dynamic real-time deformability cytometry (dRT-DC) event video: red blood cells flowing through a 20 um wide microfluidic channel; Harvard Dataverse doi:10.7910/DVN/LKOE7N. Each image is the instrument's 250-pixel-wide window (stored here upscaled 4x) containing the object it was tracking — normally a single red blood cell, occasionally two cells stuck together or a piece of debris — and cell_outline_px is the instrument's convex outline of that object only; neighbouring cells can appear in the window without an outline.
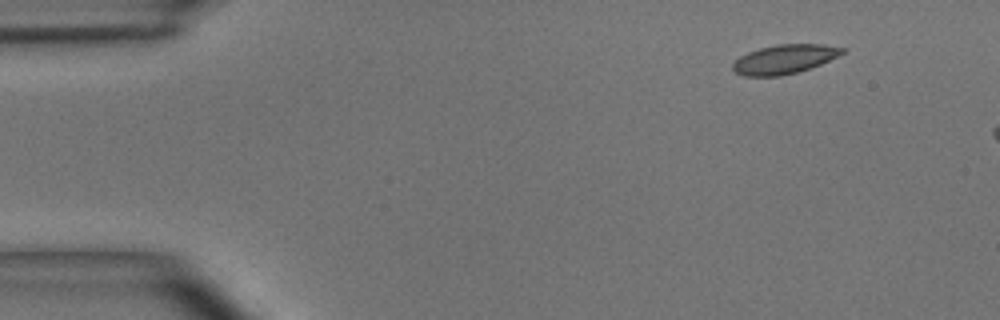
{"species": "common noctule bat (a hibernating species)", "species_latin": "Nyctalus noctula", "temperature_condition": "room temperature", "stored_images_in_passage": 6, "camera_frame_rate_fps": 3000, "um_per_image_px": 0.085, "animal": {"sex": "male", "body_mass_g": 15.6}, "frame": {"image": 1, "passage_image": 1, "time_ms": 0.0, "image_size_px": [1000, 320], "cell_outline_px": [[848, 52], [820, 64], [796, 72], [780, 76], [744, 76], [736, 72], [732, 68], [732, 64], [740, 56], [748, 52], [760, 48], [776, 44], [824, 44], [844, 48]], "centroid_in_image_um": [66.69, 5.02], "position_along_channel_um": 18.3, "area_um2": 18.55}}